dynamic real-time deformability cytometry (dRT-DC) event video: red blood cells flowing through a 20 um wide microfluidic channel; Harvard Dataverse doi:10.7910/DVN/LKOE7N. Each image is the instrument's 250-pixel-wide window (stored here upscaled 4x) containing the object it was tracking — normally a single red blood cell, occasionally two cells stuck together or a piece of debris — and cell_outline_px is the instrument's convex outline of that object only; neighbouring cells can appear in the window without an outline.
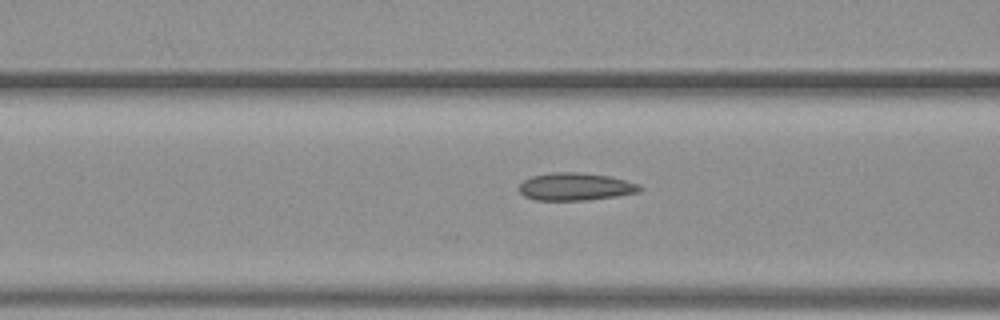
{"species": "common noctule bat (a hibernating species)", "species_latin": "Nyctalus noctula", "temperature_condition": "warm", "stored_images_in_passage": 15, "camera_frame_rate_fps": 3000, "um_per_image_px": 0.085, "animal": {"sex": "female", "body_mass_g": 19.3, "forearm_length_mm": 54.1}, "frame": {"image": 1, "passage_image": 13, "time_ms": 4.0, "image_size_px": [1000, 320], "cell_outline_px": [[644, 188], [640, 192], [616, 196], [588, 200], [536, 200], [524, 196], [520, 192], [520, 184], [524, 180], [532, 176], [552, 172], [580, 172], [608, 176], [640, 184]], "centroid_in_image_um": [48.94, 15.87], "position_along_channel_um": 117.7, "area_um2": 19.42}}